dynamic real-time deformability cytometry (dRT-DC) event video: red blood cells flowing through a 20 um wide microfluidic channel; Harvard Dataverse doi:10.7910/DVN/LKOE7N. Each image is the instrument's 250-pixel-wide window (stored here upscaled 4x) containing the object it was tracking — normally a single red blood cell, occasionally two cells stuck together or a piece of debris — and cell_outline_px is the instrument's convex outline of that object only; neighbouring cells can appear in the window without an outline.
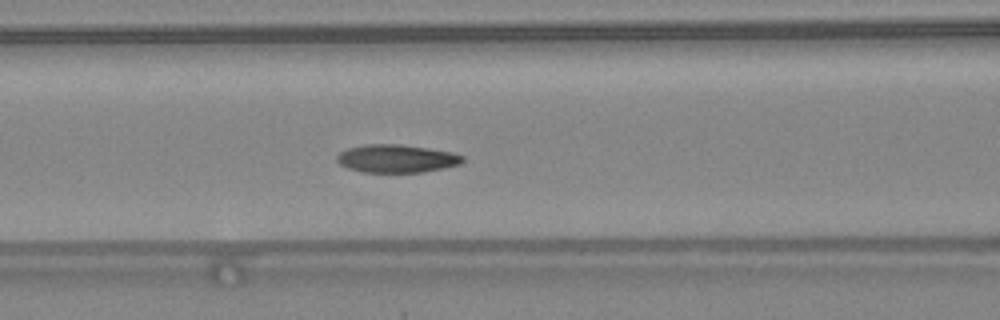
{"species": "common noctule bat (a hibernating species)", "species_latin": "Nyctalus noctula", "temperature_condition": "warm", "stored_images_in_passage": 48, "camera_frame_rate_fps": 3000, "um_per_image_px": 0.085, "animal": {"sex": "female", "body_mass_g": 24.6, "forearm_length_mm": 56.2}, "frame": {"image": 1, "passage_image": 21, "time_ms": 6.667, "image_size_px": [1000, 320], "cell_outline_px": [[464, 160], [460, 164], [444, 168], [420, 172], [360, 172], [348, 168], [340, 164], [336, 160], [336, 156], [340, 152], [348, 148], [364, 144], [400, 144], [428, 148], [452, 152], [464, 156]], "centroid_in_image_um": [33.69, 13.47], "position_along_channel_um": 132.9, "area_um2": 20.58}}
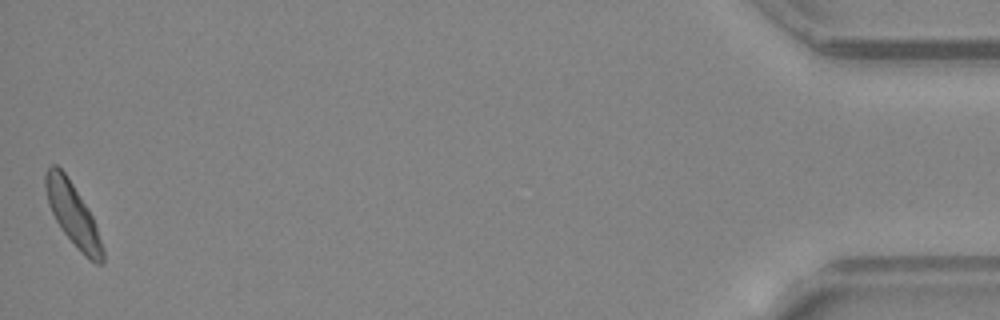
{"frame": {"image": 2, "passage_image": 48, "time_ms": 15.667, "image_size_px": [1000, 320], "cell_outline_px": [[104, 264], [96, 264], [84, 256], [60, 228], [48, 204], [44, 188], [44, 176], [48, 168], [52, 164], [56, 164], [64, 172], [88, 208], [92, 216], [104, 248]], "centroid_in_image_um": [6.19, 18.24], "position_along_channel_um": 429.0, "area_um2": 20.75}, "authors_computed_cell_mechanics": {"area_um2": 20.23, "velocity_mm_per_s": 4.3543, "shape_relaxation_time_tau1_ms": 2.2549, "shape_relaxation_time_tau2_ms": 5.5146, "deformation_change_tau1": 0.1361, "deformation_change_tau2": 0.1164}}